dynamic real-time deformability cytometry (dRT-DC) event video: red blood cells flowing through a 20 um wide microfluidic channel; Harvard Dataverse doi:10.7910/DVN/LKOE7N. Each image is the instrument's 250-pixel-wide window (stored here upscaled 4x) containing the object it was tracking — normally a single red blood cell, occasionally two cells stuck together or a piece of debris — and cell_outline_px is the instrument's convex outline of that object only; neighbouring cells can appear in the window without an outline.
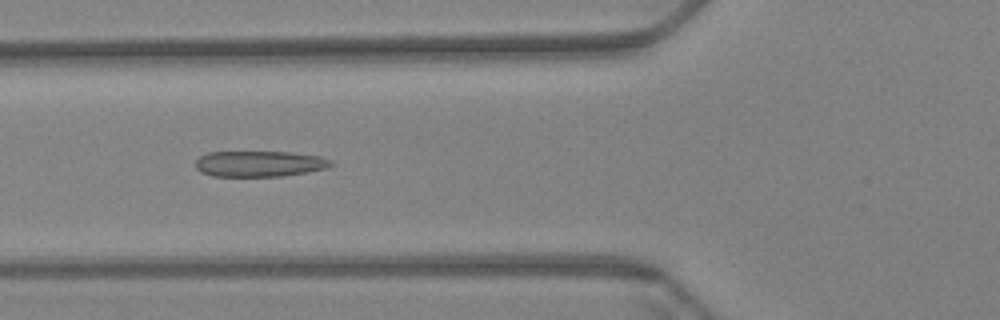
{"species": "Egyptian fruit bat (a non-hibernating species)", "species_latin": "Rousettus aegyptiacus", "temperature_condition": "warm", "stored_images_in_passage": 39, "camera_frame_rate_fps": 3000, "um_per_image_px": 0.085, "animal": {"sex": "female"}, "frame": {"image": 1, "passage_image": 8, "time_ms": 2.333, "image_size_px": [1000, 320], "cell_outline_px": [[336, 164], [324, 168], [308, 172], [280, 176], [212, 176], [200, 172], [196, 168], [196, 160], [200, 156], [208, 152], [288, 152], [320, 156]], "centroid_in_image_um": [22.02, 13.92], "position_along_channel_um": 103.8, "area_um2": 20.29}}
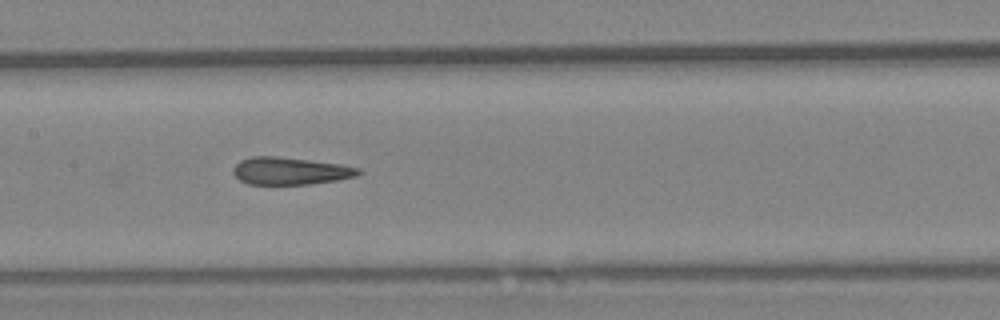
{"frame": {"image": 2, "passage_image": 15, "time_ms": 4.667, "image_size_px": [1000, 320], "cell_outline_px": [[364, 172], [356, 176], [336, 180], [308, 184], [248, 184], [240, 180], [232, 172], [232, 168], [240, 160], [252, 156], [276, 156], [340, 164], [360, 168]], "centroid_in_image_um": [24.66, 14.53], "position_along_channel_um": 182.7, "area_um2": 19.94}}
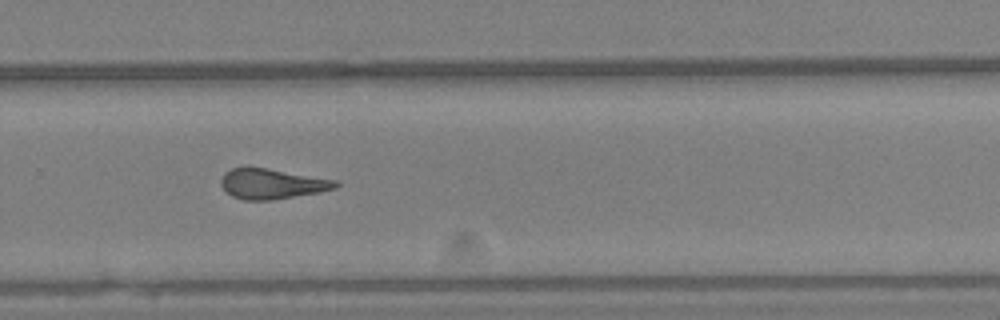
{"frame": {"image": 3, "passage_image": 26, "time_ms": 8.333, "image_size_px": [1000, 320], "cell_outline_px": [[340, 184], [336, 188], [320, 192], [272, 200], [244, 200], [232, 196], [220, 184], [220, 180], [224, 172], [232, 168], [248, 164], [336, 180]], "centroid_in_image_um": [23.08, 15.58], "position_along_channel_um": 306.7, "area_um2": 20.69}, "authors_computed_cell_mechanics": {"area_um2": 20.4612, "velocity_mm_per_s": 3.3902, "shape_relaxation_time_tau1_ms": null, "shape_relaxation_time_tau2_ms": 2.8574, "deformation_change_tau1": null, "deformation_change_tau2": 0.1077}}